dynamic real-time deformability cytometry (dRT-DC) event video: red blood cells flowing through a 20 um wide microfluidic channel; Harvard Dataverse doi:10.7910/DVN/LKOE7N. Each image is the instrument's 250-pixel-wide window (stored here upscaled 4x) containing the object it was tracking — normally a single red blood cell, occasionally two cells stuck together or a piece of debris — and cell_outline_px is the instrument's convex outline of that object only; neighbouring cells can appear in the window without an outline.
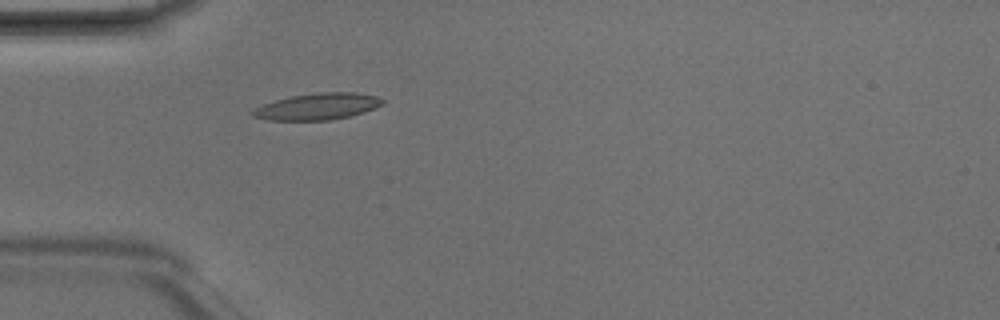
{"species": "Egyptian fruit bat (a non-hibernating species)", "species_latin": "Rousettus aegyptiacus", "temperature_condition": "room temperature", "stored_images_in_passage": 1, "camera_frame_rate_fps": 3000, "um_per_image_px": 0.085, "animal": {"sex": "male"}, "frame": {"image": 1, "passage_image": 1, "time_ms": 0.0, "image_size_px": [1000, 320], "cell_outline_px": [[384, 104], [376, 108], [352, 116], [328, 120], [268, 120], [252, 116], [252, 112], [256, 108], [264, 104], [276, 100], [292, 96], [320, 92], [356, 92], [376, 96], [384, 100]], "centroid_in_image_um": [27.05, 9.05], "position_along_channel_um": 57.9, "area_um2": 20.0}}